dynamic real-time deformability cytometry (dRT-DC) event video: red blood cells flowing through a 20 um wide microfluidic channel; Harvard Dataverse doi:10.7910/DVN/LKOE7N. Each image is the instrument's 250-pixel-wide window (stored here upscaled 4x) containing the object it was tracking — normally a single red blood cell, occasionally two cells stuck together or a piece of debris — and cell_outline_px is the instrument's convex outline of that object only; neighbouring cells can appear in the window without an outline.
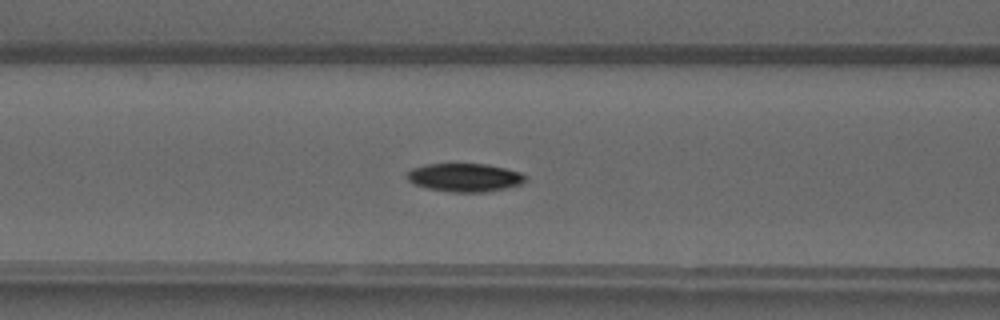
{"species": "common noctule bat (a hibernating species)", "species_latin": "Nyctalus noctula", "temperature_condition": "warm", "stored_images_in_passage": 49, "camera_frame_rate_fps": 3000, "um_per_image_px": 0.085, "animal": {"sex": "male", "forearm_length_mm": 52.5}, "frame": {"image": 1, "passage_image": 20, "time_ms": 6.333, "image_size_px": [1000, 320], "cell_outline_px": [[524, 180], [520, 184], [504, 188], [484, 192], [452, 192], [428, 188], [416, 184], [408, 180], [404, 176], [412, 168], [424, 164], [488, 164], [520, 172], [524, 176]], "centroid_in_image_um": [39.44, 15.08], "position_along_channel_um": 127.2, "area_um2": 19.31}}
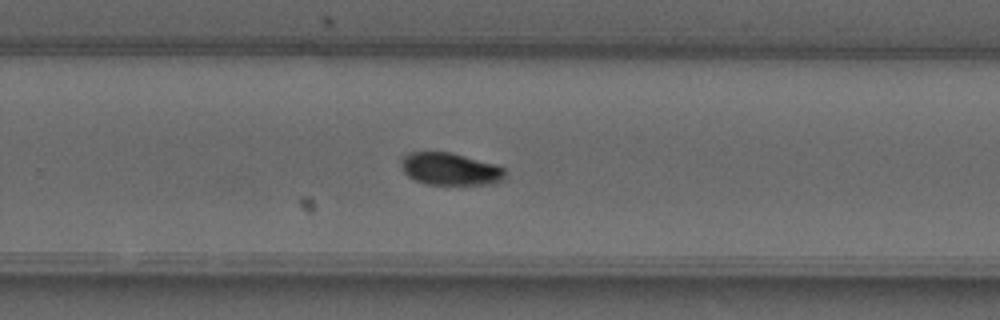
{"frame": {"image": 2, "passage_image": 32, "time_ms": 10.333, "image_size_px": [1000, 320], "cell_outline_px": [[508, 176], [504, 180], [496, 184], [428, 184], [416, 180], [408, 176], [404, 172], [400, 164], [400, 160], [408, 152], [452, 152], [496, 164], [504, 168]], "centroid_in_image_um": [38.32, 14.36], "position_along_channel_um": 291.5, "area_um2": 19.88}}
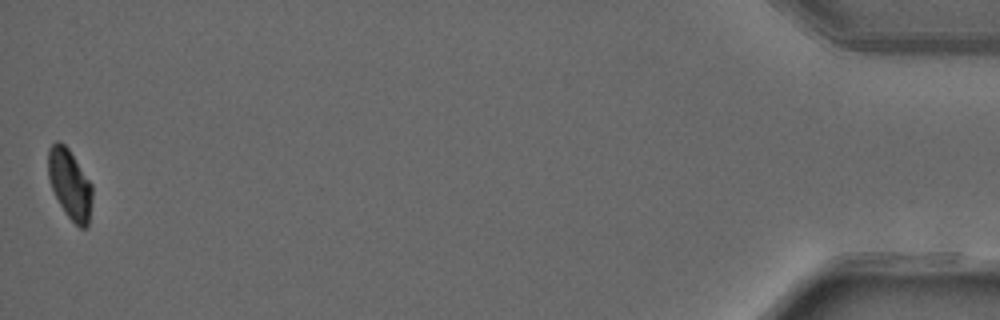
{"frame": {"image": 3, "passage_image": 49, "time_ms": 16.0, "image_size_px": [1000, 320], "cell_outline_px": [[92, 196], [88, 224], [84, 228], [80, 228], [64, 212], [52, 188], [48, 176], [48, 148], [56, 140], [60, 140], [68, 148], [92, 184]], "centroid_in_image_um": [5.93, 15.62], "position_along_channel_um": 429.3, "area_um2": 17.74}, "authors_computed_cell_mechanics": {"area_um2": 19.1318, "velocity_mm_per_s": 4.1228, "shape_relaxation_time_tau1_ms": 6.0693, "shape_relaxation_time_tau2_ms": null, "deformation_change_tau1": 0.1781, "deformation_change_tau2": null}}